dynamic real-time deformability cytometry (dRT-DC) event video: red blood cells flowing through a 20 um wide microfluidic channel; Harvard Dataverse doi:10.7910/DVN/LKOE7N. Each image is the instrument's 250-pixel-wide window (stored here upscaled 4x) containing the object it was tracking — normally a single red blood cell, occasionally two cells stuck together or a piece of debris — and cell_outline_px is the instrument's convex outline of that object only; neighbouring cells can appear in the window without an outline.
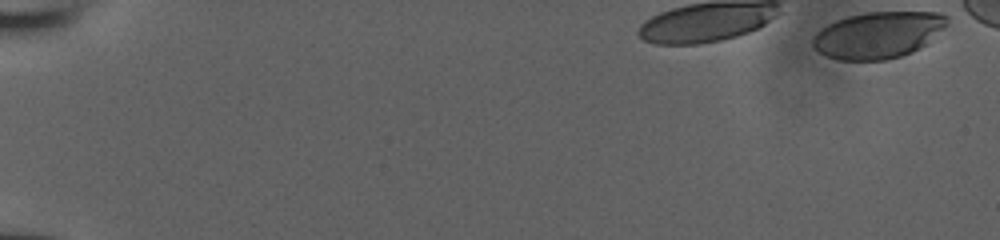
{"species": "human", "species_latin": "Homo sapiens", "temperature_condition": "room temperature", "stored_images_in_passage": 38, "camera_frame_rate_fps": 3000, "um_per_image_px": 0.085, "donor": {"sex": "male"}, "frame": {"image": 1, "passage_image": 1, "time_ms": 0.0, "image_size_px": [1000, 240], "cell_outline_px": [[948, 24], [944, 28], [920, 48], [912, 52], [900, 56], [884, 60], [840, 60], [828, 56], [820, 52], [812, 44], [812, 40], [816, 32], [820, 28], [836, 20], [848, 16], [868, 12], [940, 12], [948, 16]], "centroid_in_image_um": [74.65, 2.96], "position_along_channel_um": 10.4, "area_um2": 36.3}}
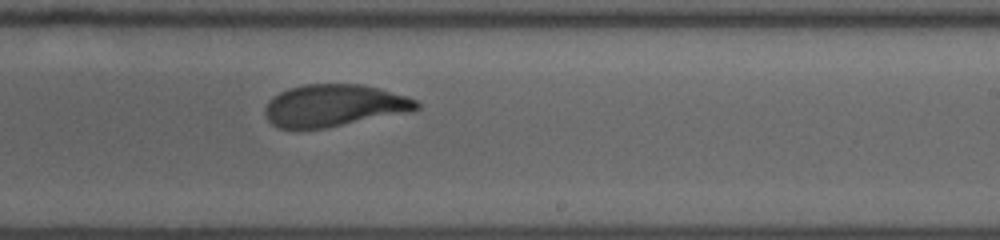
{"frame": {"image": 2, "passage_image": 27, "time_ms": 8.667, "image_size_px": [1000, 240], "cell_outline_px": [[420, 108], [412, 112], [324, 128], [280, 128], [272, 124], [268, 120], [264, 112], [264, 108], [268, 100], [272, 96], [288, 88], [304, 84], [360, 84], [376, 88], [404, 96], [416, 100], [420, 104]], "centroid_in_image_um": [28.37, 8.97], "position_along_channel_um": 260.6, "area_um2": 37.11}}
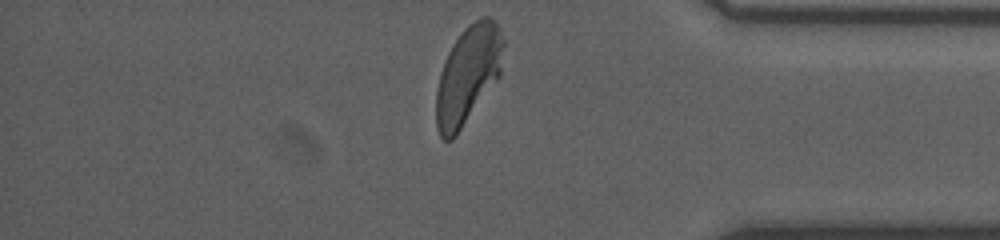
{"frame": {"image": 3, "passage_image": 38, "time_ms": 12.333, "image_size_px": [1000, 240], "cell_outline_px": [[504, 44], [500, 76], [456, 136], [452, 140], [444, 140], [440, 136], [436, 128], [436, 92], [440, 72], [444, 60], [452, 44], [464, 28], [468, 24], [480, 16], [488, 16], [496, 24], [504, 40]], "centroid_in_image_um": [39.77, 6.36], "position_along_channel_um": 395.4, "area_um2": 38.49}}